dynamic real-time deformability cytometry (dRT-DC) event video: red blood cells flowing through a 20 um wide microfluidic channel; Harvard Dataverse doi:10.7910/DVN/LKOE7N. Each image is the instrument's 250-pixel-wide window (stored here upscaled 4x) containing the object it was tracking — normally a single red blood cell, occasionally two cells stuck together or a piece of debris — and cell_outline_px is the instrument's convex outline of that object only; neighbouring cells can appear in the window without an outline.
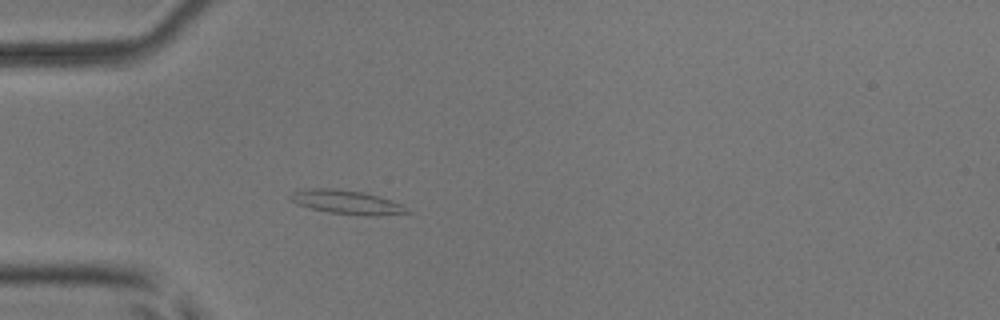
{"species": "common noctule bat (a hibernating species)", "species_latin": "Nyctalus noctula", "temperature_condition": "room temperature", "stored_images_in_passage": 4, "camera_frame_rate_fps": 3000, "um_per_image_px": 0.085, "animal": {"sex": "male", "body_mass_g": 17.9, "forearm_length_mm": 54.2}, "frame": {"image": 1, "passage_image": 4, "time_ms": 1.0, "image_size_px": [1000, 320], "cell_outline_px": [[412, 212], [380, 216], [360, 216], [328, 212], [308, 208], [296, 204], [288, 196], [292, 192], [300, 188], [332, 188], [364, 192], [400, 204]], "centroid_in_image_um": [29.39, 17.19], "position_along_channel_um": 55.6, "area_um2": 16.42}}